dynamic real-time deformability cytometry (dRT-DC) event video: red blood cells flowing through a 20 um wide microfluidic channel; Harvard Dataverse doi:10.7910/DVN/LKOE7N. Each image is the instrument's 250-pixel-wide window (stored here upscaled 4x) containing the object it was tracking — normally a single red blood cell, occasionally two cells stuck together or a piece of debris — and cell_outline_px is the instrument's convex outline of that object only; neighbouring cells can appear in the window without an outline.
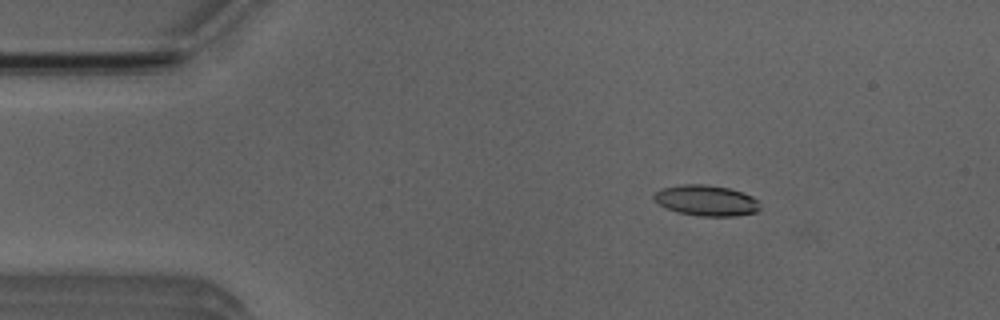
{"species": "Egyptian fruit bat (a non-hibernating species)", "species_latin": "Rousettus aegyptiacus", "temperature_condition": "room temperature", "stored_images_in_passage": 53, "camera_frame_rate_fps": 3000, "um_per_image_px": 0.085, "animal": {"sex": "male"}, "frame": {"image": 1, "passage_image": 8, "time_ms": 2.333, "image_size_px": [1000, 320], "cell_outline_px": [[760, 208], [756, 212], [736, 216], [700, 216], [680, 212], [668, 208], [660, 204], [652, 196], [656, 192], [664, 188], [680, 184], [704, 184], [728, 188], [744, 192], [752, 196], [760, 204]], "centroid_in_image_um": [60.08, 17.03], "position_along_channel_um": 24.9, "area_um2": 18.79}}
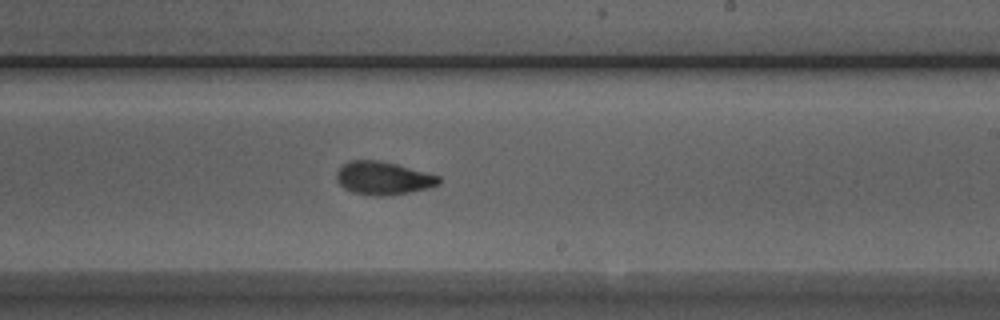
{"frame": {"image": 2, "passage_image": 31, "time_ms": 10.0, "image_size_px": [1000, 320], "cell_outline_px": [[440, 184], [428, 188], [388, 196], [368, 196], [352, 192], [344, 188], [336, 180], [336, 172], [344, 164], [352, 160], [380, 160], [396, 164], [440, 176]], "centroid_in_image_um": [32.55, 15.15], "position_along_channel_um": 256.4, "area_um2": 19.77}}
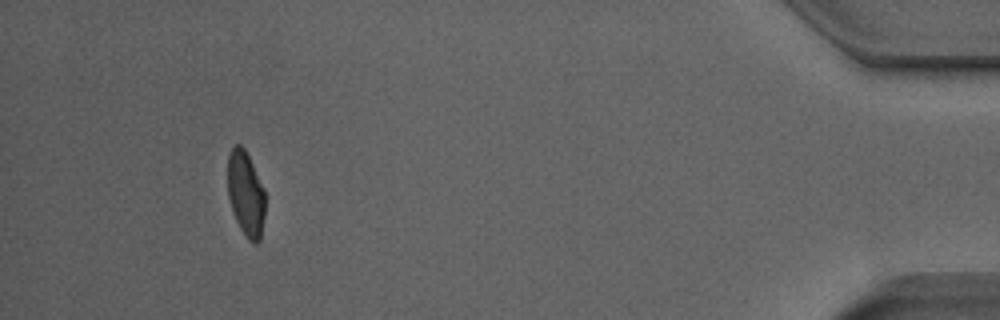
{"frame": {"image": 3, "passage_image": 49, "time_ms": 16.0, "image_size_px": [1000, 320], "cell_outline_px": [[264, 216], [260, 240], [256, 244], [252, 244], [248, 240], [240, 228], [232, 212], [228, 196], [228, 152], [236, 144], [240, 144], [244, 148], [264, 188]], "centroid_in_image_um": [20.88, 16.49], "position_along_channel_um": 414.3, "area_um2": 18.55}, "authors_computed_cell_mechanics": {"area_um2": 19.363, "velocity_mm_per_s": 3.8431, "shape_relaxation_time_tau1_ms": 5.1786, "shape_relaxation_time_tau2_ms": 2.1902, "deformation_change_tau1": 0.1839, "deformation_change_tau2": 0.0744}}